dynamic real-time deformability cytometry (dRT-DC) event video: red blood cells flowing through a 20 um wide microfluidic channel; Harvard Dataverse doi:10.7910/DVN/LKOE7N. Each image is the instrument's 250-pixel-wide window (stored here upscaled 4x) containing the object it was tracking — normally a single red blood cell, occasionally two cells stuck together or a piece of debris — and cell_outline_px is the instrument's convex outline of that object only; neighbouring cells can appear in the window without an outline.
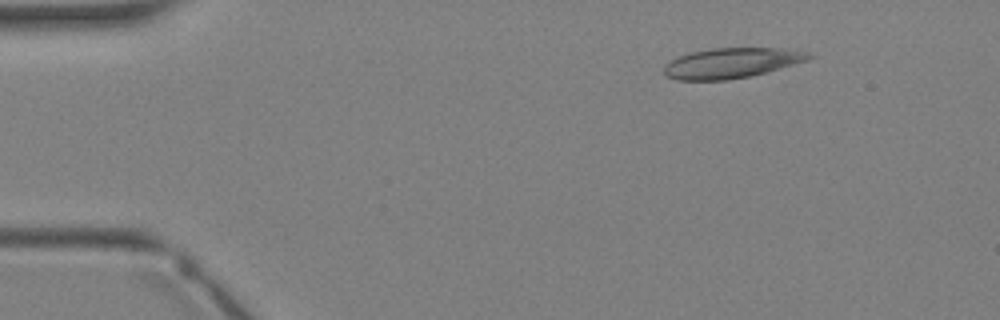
{"species": "Egyptian fruit bat (a non-hibernating species)", "species_latin": "Rousettus aegyptiacus", "temperature_condition": "warm", "stored_images_in_passage": 3, "camera_frame_rate_fps": 3000, "um_per_image_px": 0.085, "animal": {"sex": "female"}, "frame": {"image": 1, "passage_image": 2, "time_ms": 1.0, "image_size_px": [1000, 320], "cell_outline_px": [[812, 56], [808, 60], [764, 72], [748, 76], [728, 80], [676, 80], [664, 76], [664, 68], [672, 60], [680, 56], [692, 52], [712, 48], [780, 48], [808, 52]], "centroid_in_image_um": [62.15, 5.36], "position_along_channel_um": 22.9, "area_um2": 25.09}}
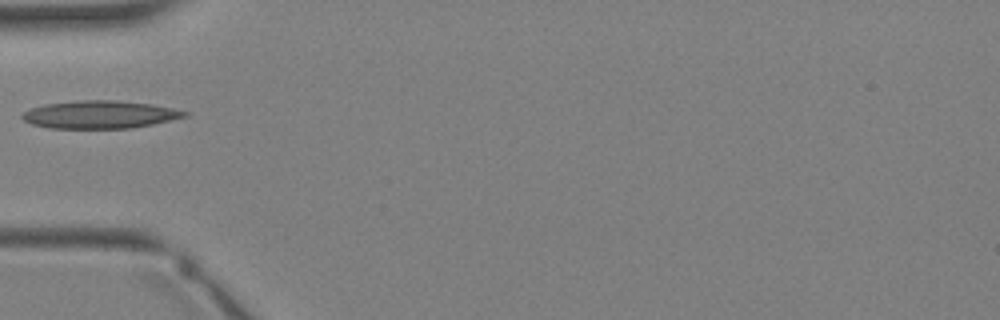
{"frame": {"image": 2, "passage_image": 3, "time_ms": 3.333, "image_size_px": [1000, 320], "cell_outline_px": [[188, 116], [152, 124], [132, 128], [48, 128], [32, 124], [24, 120], [20, 116], [24, 112], [32, 108], [44, 104], [84, 100], [116, 100], [152, 104], [172, 108], [188, 112]], "centroid_in_image_um": [8.48, 9.74], "position_along_channel_um": 76.5, "area_um2": 26.13}}